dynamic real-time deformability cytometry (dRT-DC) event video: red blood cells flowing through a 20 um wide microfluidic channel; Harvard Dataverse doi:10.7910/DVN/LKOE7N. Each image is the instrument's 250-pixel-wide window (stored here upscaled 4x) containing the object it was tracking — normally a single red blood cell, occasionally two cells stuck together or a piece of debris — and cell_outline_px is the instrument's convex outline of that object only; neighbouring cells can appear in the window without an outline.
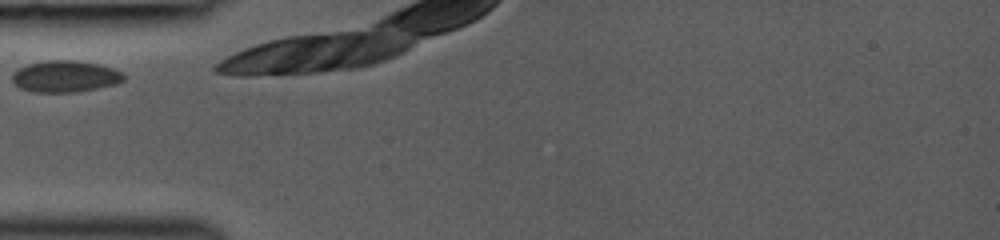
{"species": "common noctule bat (a hibernating species)", "species_latin": "Nyctalus noctula", "temperature_condition": "room temperature", "stored_images_in_passage": 11, "camera_frame_rate_fps": 3000, "um_per_image_px": 0.085, "animal": {"sex": "female", "body_mass_g": 19.0, "forearm_length_mm": 53.3}, "frame": {"image": 1, "passage_image": 1, "time_ms": 0.0, "image_size_px": [1000, 240], "cell_outline_px": [[124, 80], [116, 84], [76, 92], [32, 92], [20, 88], [12, 80], [12, 76], [20, 68], [28, 64], [48, 60], [72, 60], [100, 64], [112, 68], [120, 72], [124, 76]], "centroid_in_image_um": [5.55, 6.5], "position_along_channel_um": 79.5, "area_um2": 20.29}}